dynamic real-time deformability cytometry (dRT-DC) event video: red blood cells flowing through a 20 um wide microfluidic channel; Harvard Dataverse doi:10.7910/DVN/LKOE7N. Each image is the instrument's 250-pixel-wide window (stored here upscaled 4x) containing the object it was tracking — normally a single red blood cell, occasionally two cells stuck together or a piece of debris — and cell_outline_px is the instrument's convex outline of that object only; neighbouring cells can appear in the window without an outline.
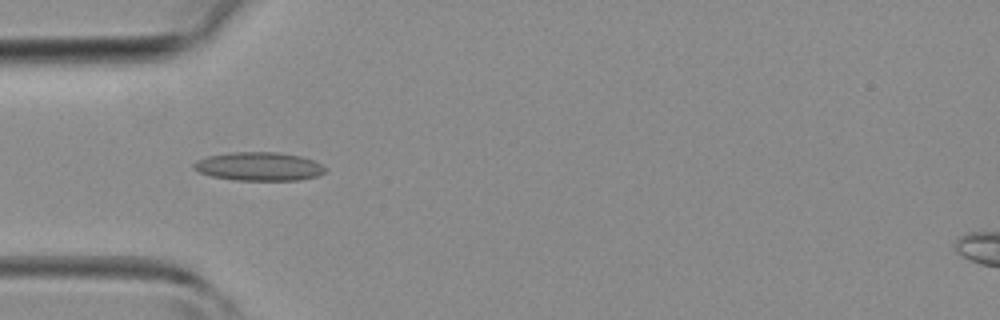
{"species": "common noctule bat (a hibernating species)", "species_latin": "Nyctalus noctula", "temperature_condition": "room temperature", "stored_images_in_passage": 36, "camera_frame_rate_fps": 3000, "um_per_image_px": 0.085, "animal": {"sex": "female", "body_mass_g": 19.3, "forearm_length_mm": 54.1}, "frame": {"image": 1, "passage_image": 6, "time_ms": 1.667, "image_size_px": [1000, 320], "cell_outline_px": [[328, 172], [316, 176], [300, 180], [232, 180], [212, 176], [200, 172], [192, 168], [192, 164], [196, 160], [208, 156], [232, 152], [280, 152], [300, 156], [312, 160], [328, 168]], "centroid_in_image_um": [22.02, 14.15], "position_along_channel_um": 63.0, "area_um2": 22.02}}
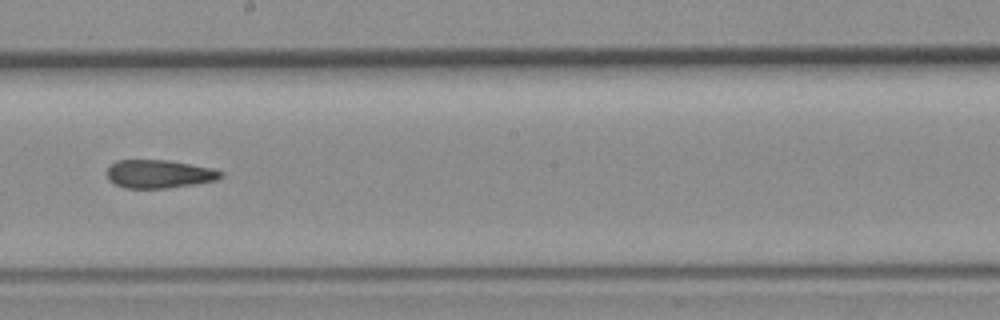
{"frame": {"image": 2, "passage_image": 17, "time_ms": 5.333, "image_size_px": [1000, 320], "cell_outline_px": [[224, 176], [216, 180], [168, 188], [124, 188], [108, 180], [108, 168], [116, 160], [168, 160], [212, 168], [224, 172]], "centroid_in_image_um": [13.53, 14.78], "position_along_channel_um": 234.7, "area_um2": 18.67}}
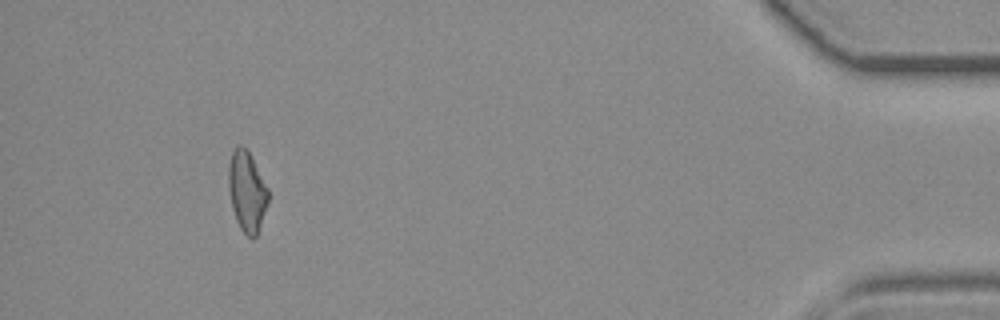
{"frame": {"image": 3, "passage_image": 33, "time_ms": 10.667, "image_size_px": [1000, 320], "cell_outline_px": [[268, 204], [256, 236], [252, 240], [240, 228], [236, 220], [232, 208], [228, 188], [228, 164], [232, 152], [240, 144], [248, 152], [268, 188]], "centroid_in_image_um": [20.97, 16.3], "position_along_channel_um": 414.2, "area_um2": 18.38}}